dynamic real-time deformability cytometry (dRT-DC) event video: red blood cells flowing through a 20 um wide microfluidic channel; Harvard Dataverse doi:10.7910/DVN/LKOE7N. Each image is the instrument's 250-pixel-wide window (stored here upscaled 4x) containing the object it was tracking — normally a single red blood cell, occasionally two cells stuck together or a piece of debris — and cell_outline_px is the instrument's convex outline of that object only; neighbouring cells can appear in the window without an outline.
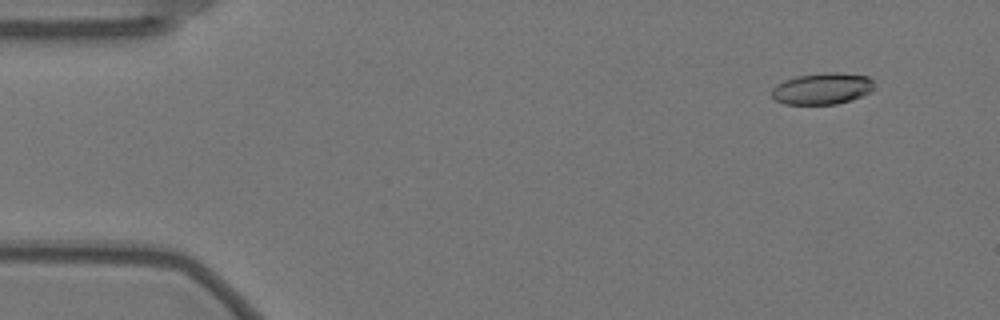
{"species": "Egyptian fruit bat (a non-hibernating species)", "species_latin": "Rousettus aegyptiacus", "temperature_condition": "warm", "stored_images_in_passage": 58, "camera_frame_rate_fps": 3000, "um_per_image_px": 0.085, "animal": {"sex": "female"}, "frame": {"image": 1, "passage_image": 5, "time_ms": 1.333, "image_size_px": [1000, 320], "cell_outline_px": [[876, 80], [872, 92], [852, 100], [836, 104], [784, 104], [776, 100], [772, 96], [772, 88], [776, 84], [784, 80], [796, 76], [824, 72], [836, 72], [868, 76]], "centroid_in_image_um": [69.93, 7.52], "position_along_channel_um": 15.1, "area_um2": 19.13}}
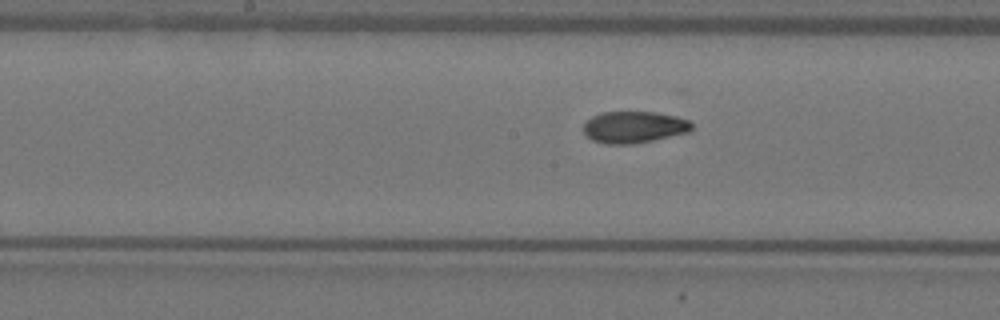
{"frame": {"image": 2, "passage_image": 29, "time_ms": 9.333, "image_size_px": [1000, 320], "cell_outline_px": [[692, 128], [688, 132], [652, 140], [632, 144], [604, 144], [592, 140], [584, 136], [584, 124], [592, 116], [600, 112], [656, 112], [676, 116], [688, 120], [692, 124]], "centroid_in_image_um": [53.85, 10.8], "position_along_channel_um": 194.4, "area_um2": 20.0}}
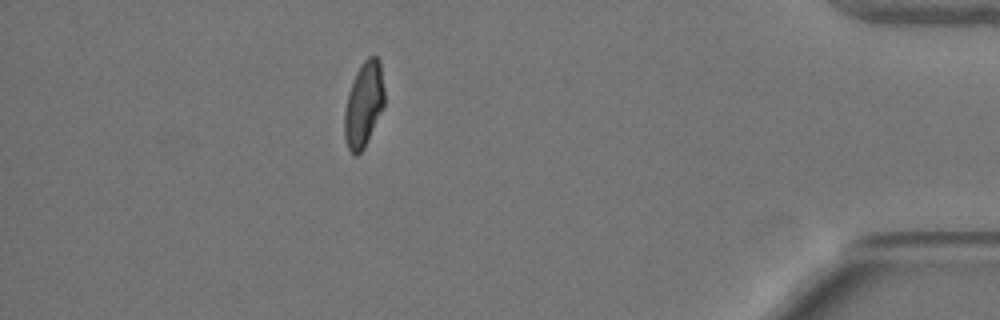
{"frame": {"image": 3, "passage_image": 51, "time_ms": 16.667, "image_size_px": [1000, 320], "cell_outline_px": [[384, 108], [364, 148], [356, 156], [352, 156], [348, 148], [344, 136], [344, 112], [348, 92], [356, 72], [364, 60], [368, 56], [376, 56], [380, 60], [384, 88]], "centroid_in_image_um": [30.92, 8.89], "position_along_channel_um": 404.3, "area_um2": 20.06}, "authors_computed_cell_mechanics": {"area_um2": 20.0566, "velocity_mm_per_s": 3.5225, "shape_relaxation_time_tau1_ms": 7.0748, "shape_relaxation_time_tau2_ms": 2.2585, "deformation_change_tau1": 0.208, "deformation_change_tau2": 0.0548}}